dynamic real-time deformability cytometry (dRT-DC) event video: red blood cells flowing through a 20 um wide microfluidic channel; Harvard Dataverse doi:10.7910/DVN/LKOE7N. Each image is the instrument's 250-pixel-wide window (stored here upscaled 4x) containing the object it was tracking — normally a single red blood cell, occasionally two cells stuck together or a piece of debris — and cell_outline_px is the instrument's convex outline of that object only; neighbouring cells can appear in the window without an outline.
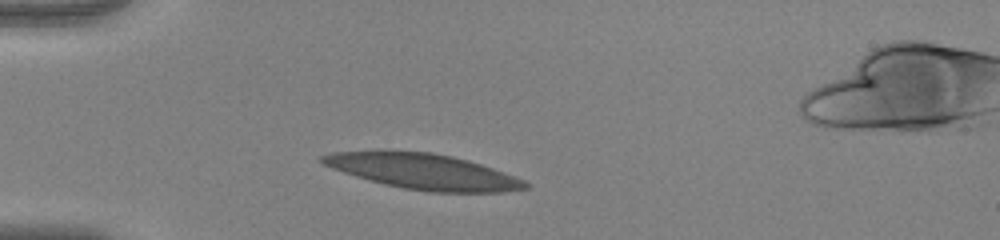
{"species": "human", "species_latin": "Homo sapiens", "temperature_condition": "warm", "stored_images_in_passage": 41, "segment_of_instrument_passage": [1, 2], "camera_frame_rate_fps": 3000, "um_per_image_px": 0.085, "donor": {"sex": "female"}, "frame": {"image": 1, "passage_image": 1, "time_ms": 0.0, "image_size_px": [1000, 240], "cell_outline_px": [[532, 184], [528, 188], [504, 192], [428, 192], [404, 188], [384, 184], [368, 180], [332, 168], [324, 164], [320, 160], [320, 156], [332, 152], [432, 152], [452, 156], [468, 160], [492, 168], [524, 180]], "centroid_in_image_um": [36.04, 14.6], "position_along_channel_um": 49.0, "area_um2": 41.27}}
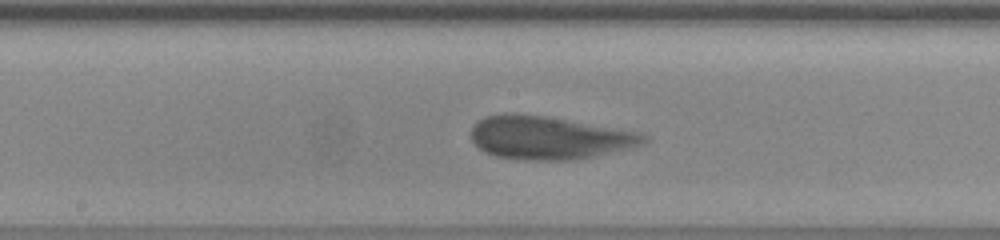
{"frame": {"image": 2, "passage_image": 15, "time_ms": 4.667, "image_size_px": [1000, 240], "cell_outline_px": [[648, 140], [640, 144], [592, 156], [568, 160], [524, 160], [496, 156], [484, 152], [472, 140], [472, 124], [484, 116], [504, 112], [548, 116], [636, 132], [648, 136]], "centroid_in_image_um": [46.55, 11.68], "position_along_channel_um": 201.6, "area_um2": 42.89}}
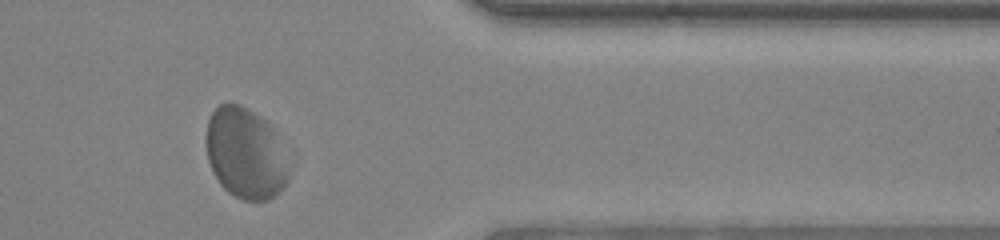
{"frame": {"image": 3, "passage_image": 31, "time_ms": 10.0, "image_size_px": [1000, 240], "cell_outline_px": [[288, 180], [280, 192], [268, 200], [244, 200], [228, 192], [220, 184], [212, 172], [208, 160], [208, 120], [212, 112], [220, 104], [228, 100], [240, 104], [248, 108], [260, 116], [276, 132], [288, 172]], "centroid_in_image_um": [20.85, 13.02], "position_along_channel_um": 390.6, "area_um2": 43.35}}